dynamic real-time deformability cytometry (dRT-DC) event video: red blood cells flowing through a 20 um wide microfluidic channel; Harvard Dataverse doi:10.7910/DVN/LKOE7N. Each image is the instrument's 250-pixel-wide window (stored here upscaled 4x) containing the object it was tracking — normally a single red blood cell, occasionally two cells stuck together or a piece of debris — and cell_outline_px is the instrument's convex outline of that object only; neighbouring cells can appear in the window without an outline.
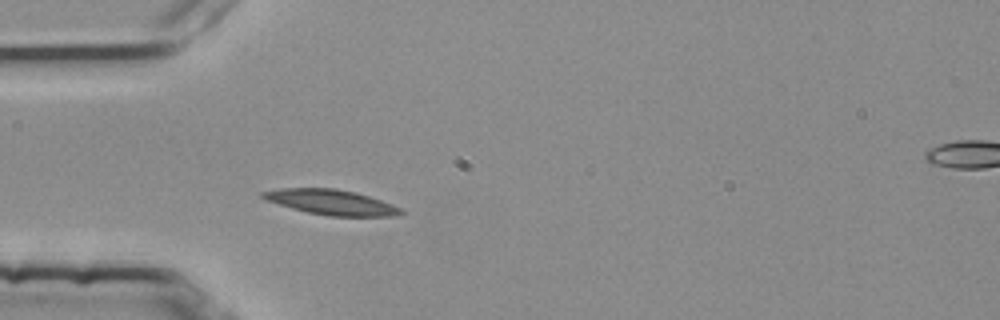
{"species": "common noctule bat (a hibernating species)", "species_latin": "Nyctalus noctula", "temperature_condition": "room temperature", "stored_images_in_passage": 3, "camera_frame_rate_fps": 3000, "um_per_image_px": 0.085, "animal": {"sex": "female", "body_mass_g": 25.1}, "frame": {"image": 1, "passage_image": 2, "time_ms": 0.333, "image_size_px": [1000, 320], "cell_outline_px": [[404, 212], [400, 216], [328, 216], [308, 212], [292, 208], [268, 200], [260, 196], [260, 192], [280, 188], [336, 188], [356, 192], [380, 200], [400, 208]], "centroid_in_image_um": [28.16, 17.18], "position_along_channel_um": 56.8, "area_um2": 20.06}}